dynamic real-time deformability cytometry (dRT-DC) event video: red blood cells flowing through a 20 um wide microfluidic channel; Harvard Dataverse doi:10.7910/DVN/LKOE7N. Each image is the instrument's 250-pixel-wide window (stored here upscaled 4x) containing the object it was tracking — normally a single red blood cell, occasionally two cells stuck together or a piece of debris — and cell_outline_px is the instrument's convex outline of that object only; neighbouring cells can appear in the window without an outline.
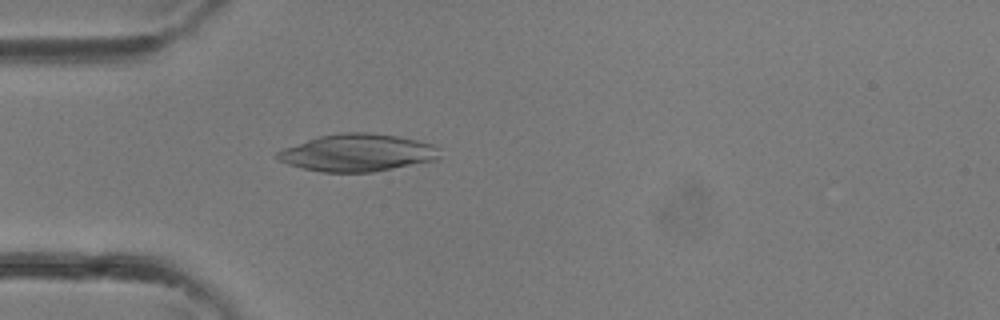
{"species": "common noctule bat (a hibernating species)", "species_latin": "Nyctalus noctula", "temperature_condition": "room temperature", "stored_images_in_passage": 33, "camera_frame_rate_fps": 3000, "um_per_image_px": 0.085, "animal": {"sex": "female"}, "frame": {"image": 1, "passage_image": 9, "time_ms": 2.667, "image_size_px": [1000, 320], "cell_outline_px": [[440, 156], [436, 160], [372, 172], [320, 172], [288, 164], [280, 160], [276, 156], [276, 152], [284, 148], [320, 136], [340, 132], [368, 132], [396, 136], [416, 140], [432, 144], [440, 148]], "centroid_in_image_um": [30.41, 12.98], "position_along_channel_um": 54.6, "area_um2": 35.14}}
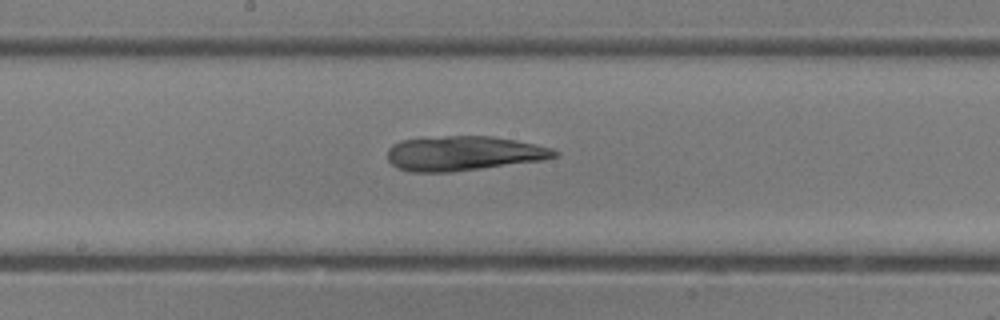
{"frame": {"image": 2, "passage_image": 17, "time_ms": 5.333, "image_size_px": [1000, 320], "cell_outline_px": [[560, 152], [556, 156], [544, 160], [452, 172], [408, 172], [396, 168], [388, 160], [388, 148], [392, 144], [400, 140], [444, 136], [492, 136], [516, 140], [536, 144], [552, 148]], "centroid_in_image_um": [39.39, 13.04], "position_along_channel_um": 208.8, "area_um2": 33.93}}
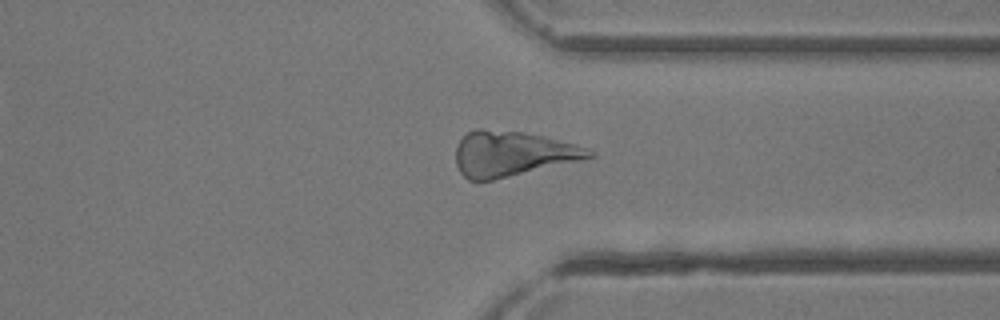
{"frame": {"image": 3, "passage_image": 25, "time_ms": 8.0, "image_size_px": [1000, 320], "cell_outline_px": [[596, 156], [492, 180], [468, 180], [460, 172], [456, 164], [456, 148], [460, 140], [468, 132], [476, 128], [480, 128], [524, 132], [544, 136], [572, 144], [596, 152]], "centroid_in_image_um": [43.49, 13.05], "position_along_channel_um": 367.9, "area_um2": 34.56}}